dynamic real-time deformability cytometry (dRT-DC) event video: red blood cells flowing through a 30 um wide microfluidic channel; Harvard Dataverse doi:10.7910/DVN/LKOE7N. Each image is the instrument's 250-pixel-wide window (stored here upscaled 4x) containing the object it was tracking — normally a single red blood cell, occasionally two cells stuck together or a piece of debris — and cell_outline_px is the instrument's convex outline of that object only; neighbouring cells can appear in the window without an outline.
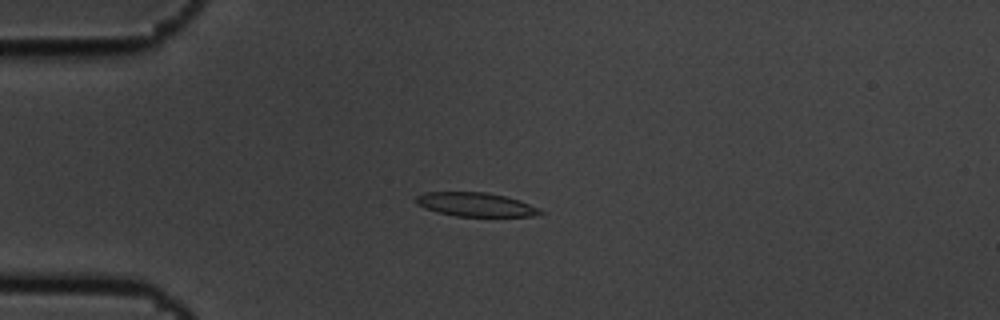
{"species": "common noctule bat (a hibernating species)", "species_latin": "Nyctalus noctula", "temperature_condition": "cold", "stored_images_in_passage": 5, "camera_frame_rate_fps": 3000, "um_per_image_px": 0.085, "animal": {"sex": "male", "body_mass_g": 19.5, "forearm_length_mm": 54.6}, "frame": {"image": 1, "passage_image": 3, "time_ms": 0.667, "image_size_px": [1000, 320], "cell_outline_px": [[544, 212], [536, 216], [456, 216], [424, 208], [416, 204], [416, 196], [424, 192], [488, 192], [520, 200], [540, 208]], "centroid_in_image_um": [40.45, 17.38], "position_along_channel_um": 44.6, "area_um2": 17.28}}
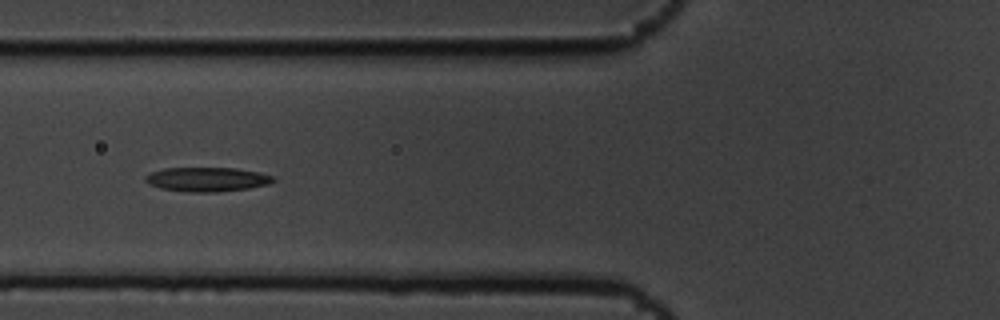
{"frame": {"image": 2, "passage_image": 5, "time_ms": 1.333, "image_size_px": [1000, 320], "cell_outline_px": [[276, 180], [268, 184], [248, 188], [220, 192], [184, 192], [160, 188], [148, 184], [144, 180], [144, 176], [152, 172], [164, 168], [236, 168], [260, 172], [276, 176]], "centroid_in_image_um": [17.61, 15.25], "position_along_channel_um": 108.2, "area_um2": 18.32}}